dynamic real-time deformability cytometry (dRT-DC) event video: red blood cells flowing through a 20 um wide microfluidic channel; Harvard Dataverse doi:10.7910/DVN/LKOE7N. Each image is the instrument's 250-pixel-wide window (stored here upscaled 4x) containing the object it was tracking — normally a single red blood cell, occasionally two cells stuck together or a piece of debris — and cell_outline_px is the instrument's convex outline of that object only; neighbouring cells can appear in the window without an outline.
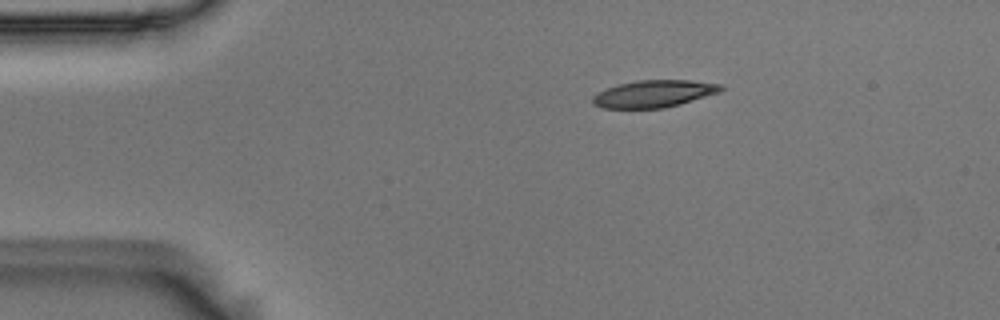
{"species": "Egyptian fruit bat (a non-hibernating species)", "species_latin": "Rousettus aegyptiacus", "temperature_condition": "room temperature", "stored_images_in_passage": 4, "camera_frame_rate_fps": 3000, "um_per_image_px": 0.085, "animal": {"sex": "male"}, "frame": {"image": 1, "passage_image": 1, "time_ms": 0.0, "image_size_px": [1000, 320], "cell_outline_px": [[724, 88], [720, 92], [680, 104], [664, 108], [604, 108], [592, 104], [592, 96], [608, 88], [620, 84], [636, 80], [692, 80], [724, 84]], "centroid_in_image_um": [55.63, 7.96], "position_along_channel_um": 29.4, "area_um2": 20.29}}
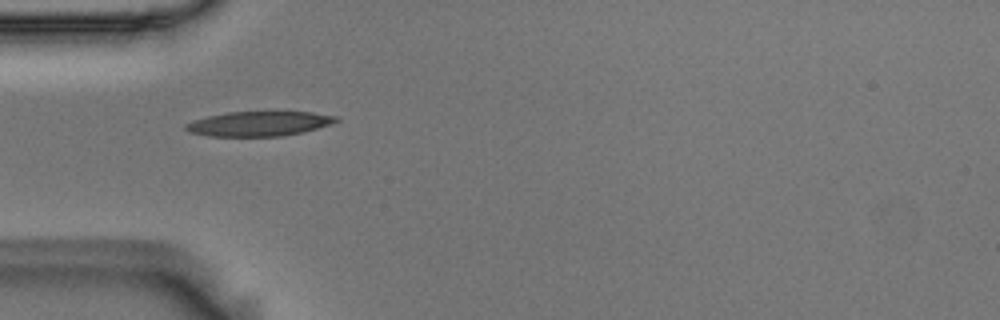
{"frame": {"image": 2, "passage_image": 3, "time_ms": 0.667, "image_size_px": [1000, 320], "cell_outline_px": [[340, 120], [332, 124], [300, 132], [280, 136], [208, 136], [192, 132], [184, 128], [184, 124], [192, 120], [208, 116], [228, 112], [312, 112], [336, 116]], "centroid_in_image_um": [22.0, 10.51], "position_along_channel_um": 63.0, "area_um2": 21.44}}
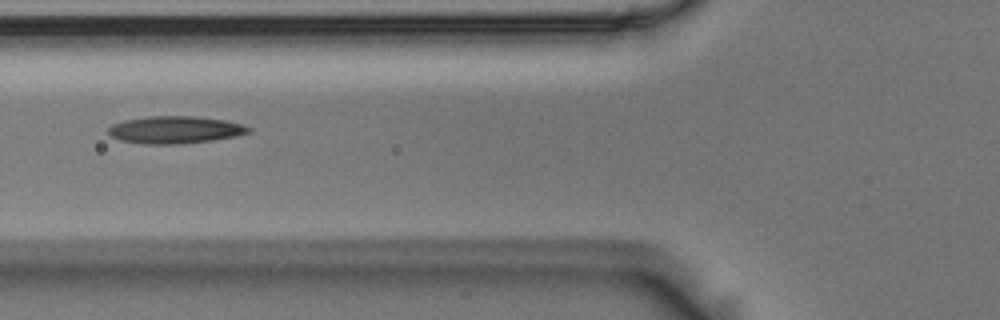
{"frame": {"image": 3, "passage_image": 4, "time_ms": 1.0, "image_size_px": [1000, 320], "cell_outline_px": [[252, 132], [236, 136], [212, 140], [176, 144], [144, 144], [120, 140], [112, 136], [108, 132], [108, 128], [112, 124], [124, 120], [148, 116], [196, 116], [224, 120], [244, 124], [252, 128]], "centroid_in_image_um": [14.91, 11.02], "position_along_channel_um": 110.9, "area_um2": 22.43}}